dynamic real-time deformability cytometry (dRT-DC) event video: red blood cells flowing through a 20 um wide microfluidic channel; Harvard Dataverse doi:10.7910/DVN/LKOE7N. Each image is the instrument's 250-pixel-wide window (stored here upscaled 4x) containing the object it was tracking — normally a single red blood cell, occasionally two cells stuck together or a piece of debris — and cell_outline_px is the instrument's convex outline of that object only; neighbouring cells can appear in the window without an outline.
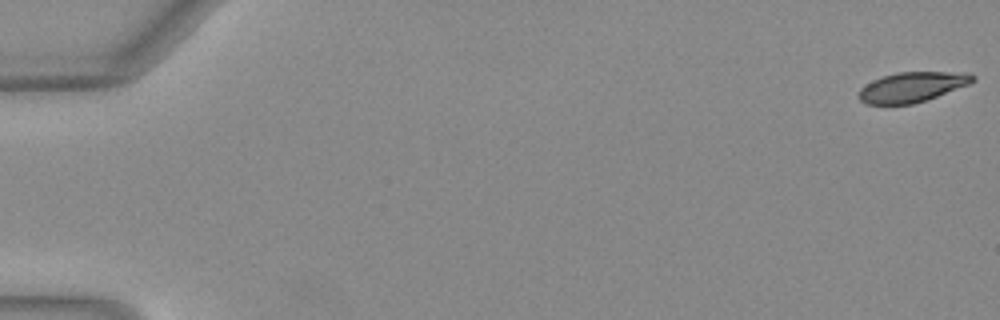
{"species": "Egyptian fruit bat (a non-hibernating species)", "species_latin": "Rousettus aegyptiacus", "temperature_condition": "warm", "stored_images_in_passage": 18, "camera_frame_rate_fps": 3000, "um_per_image_px": 0.085, "animal": {"sex": "female"}, "frame": {"image": 1, "passage_image": 1, "time_ms": 0.0, "image_size_px": [1000, 320], "cell_outline_px": [[976, 80], [968, 84], [936, 96], [912, 104], [864, 104], [856, 96], [860, 88], [872, 80], [896, 72], [968, 72], [976, 76]], "centroid_in_image_um": [77.49, 7.39], "position_along_channel_um": 7.5, "area_um2": 19.88}}
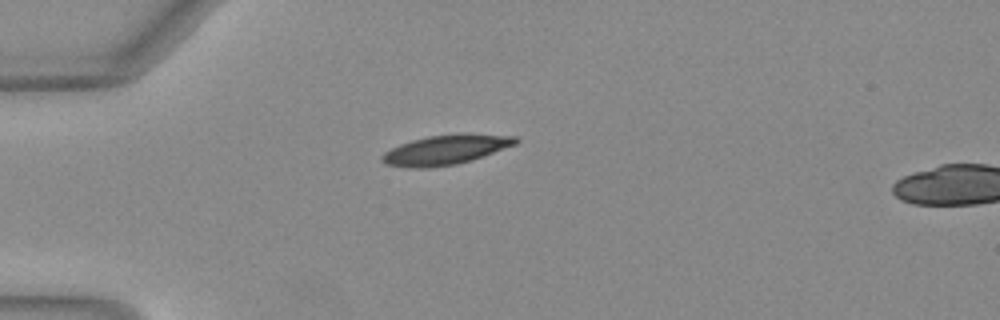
{"frame": {"image": 2, "passage_image": 15, "time_ms": 4.667, "image_size_px": [1000, 320], "cell_outline_px": [[520, 140], [516, 144], [472, 160], [456, 164], [432, 168], [408, 168], [384, 164], [380, 160], [380, 156], [384, 152], [400, 144], [412, 140], [428, 136], [460, 132], [468, 132], [516, 136]], "centroid_in_image_um": [37.89, 12.72], "position_along_channel_um": 47.1, "area_um2": 23.64}}